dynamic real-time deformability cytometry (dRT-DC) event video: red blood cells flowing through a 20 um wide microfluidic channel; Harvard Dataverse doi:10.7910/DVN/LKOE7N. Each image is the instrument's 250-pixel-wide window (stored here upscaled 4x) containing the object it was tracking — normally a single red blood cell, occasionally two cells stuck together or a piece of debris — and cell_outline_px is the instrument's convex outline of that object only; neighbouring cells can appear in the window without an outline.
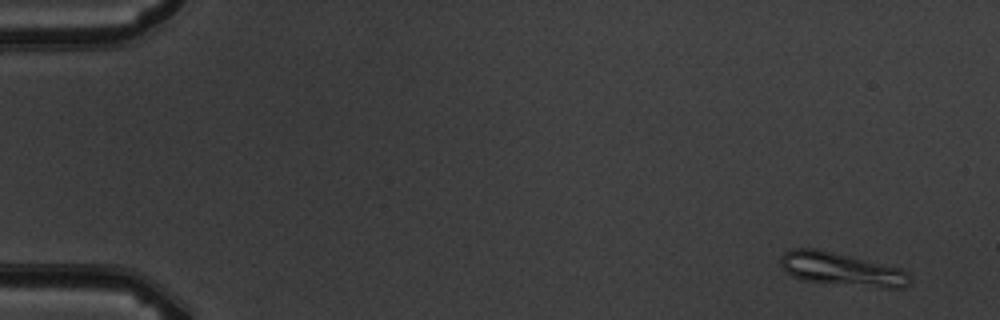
{"species": "common noctule bat (a hibernating species)", "species_latin": "Nyctalus noctula", "temperature_condition": "warm", "stored_images_in_passage": 5, "camera_frame_rate_fps": 3000, "um_per_image_px": 0.085, "animal": {"sex": "male", "body_mass_g": 19.5, "forearm_length_mm": 54.6}, "frame": {"image": 1, "passage_image": 1, "time_ms": 0.0, "image_size_px": [1000, 320], "cell_outline_px": [[912, 280], [904, 288], [888, 288], [804, 280], [792, 276], [784, 272], [780, 264], [780, 256], [784, 252], [792, 248], [816, 248], [900, 268], [908, 272]], "centroid_in_image_um": [71.5, 22.87], "position_along_channel_um": 13.5, "area_um2": 24.8}}